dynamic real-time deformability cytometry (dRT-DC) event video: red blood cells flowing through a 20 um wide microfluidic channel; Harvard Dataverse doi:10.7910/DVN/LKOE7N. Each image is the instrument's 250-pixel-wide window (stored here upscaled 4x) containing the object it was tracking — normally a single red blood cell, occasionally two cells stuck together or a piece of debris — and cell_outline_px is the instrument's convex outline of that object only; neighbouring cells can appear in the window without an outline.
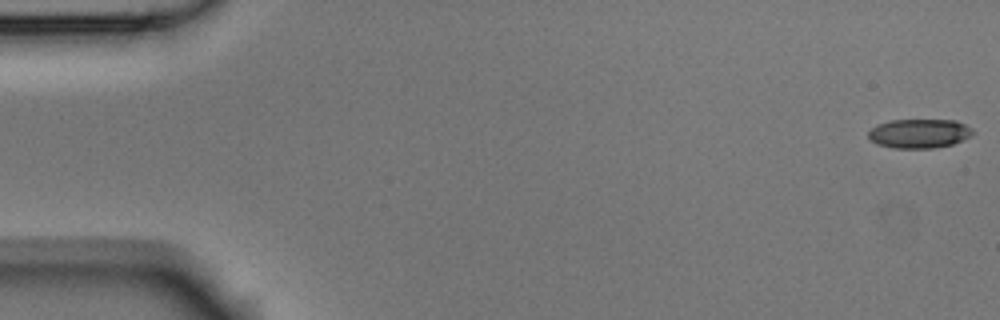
{"species": "Egyptian fruit bat (a non-hibernating species)", "species_latin": "Rousettus aegyptiacus", "temperature_condition": "room temperature", "stored_images_in_passage": 6, "segment_of_instrument_passage": [1, 2], "camera_frame_rate_fps": 3000, "um_per_image_px": 0.085, "animal": {"sex": "male"}, "frame": {"image": 1, "passage_image": 1, "time_ms": 0.0, "image_size_px": [1000, 320], "cell_outline_px": [[976, 132], [972, 136], [952, 144], [932, 148], [896, 148], [876, 144], [868, 136], [868, 132], [876, 124], [888, 120], [956, 120], [972, 128]], "centroid_in_image_um": [78.15, 11.34], "position_along_channel_um": 6.8, "area_um2": 17.86}}
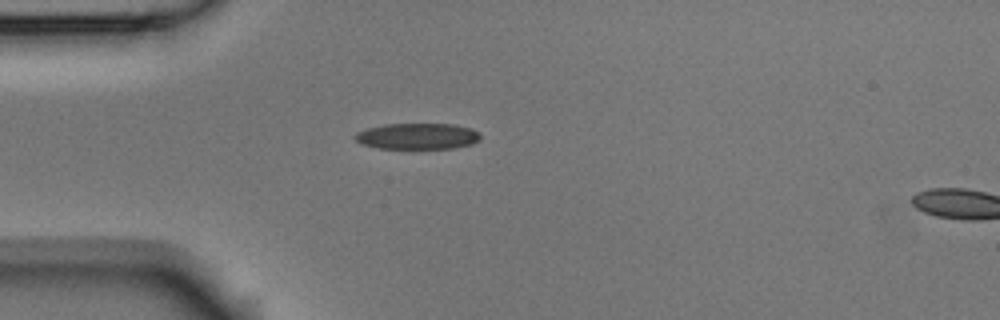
{"frame": {"image": 2, "passage_image": 5, "time_ms": 1.333, "image_size_px": [1000, 320], "cell_outline_px": [[480, 140], [472, 144], [452, 148], [376, 148], [360, 144], [352, 136], [356, 132], [368, 128], [384, 124], [452, 124], [472, 128], [480, 132]], "centroid_in_image_um": [35.47, 11.57], "position_along_channel_um": 49.5, "area_um2": 19.19}}